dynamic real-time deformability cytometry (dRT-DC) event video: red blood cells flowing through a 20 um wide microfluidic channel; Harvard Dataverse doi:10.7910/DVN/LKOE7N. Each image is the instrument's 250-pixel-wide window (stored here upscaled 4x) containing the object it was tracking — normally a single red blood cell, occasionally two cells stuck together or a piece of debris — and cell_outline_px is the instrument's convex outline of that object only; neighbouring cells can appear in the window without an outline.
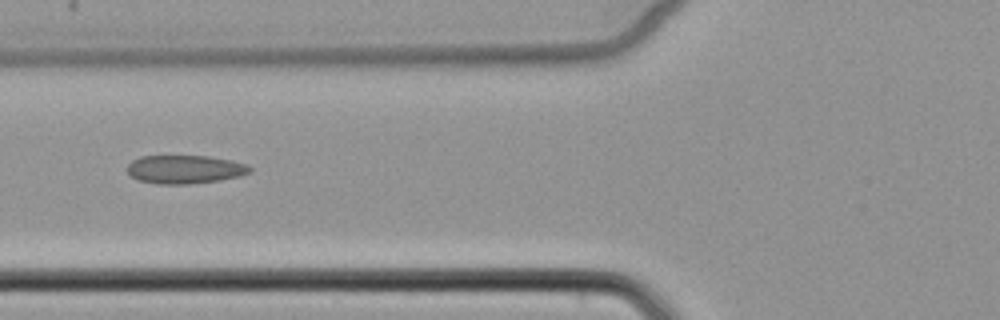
{"species": "common noctule bat (a hibernating species)", "species_latin": "Nyctalus noctula", "temperature_condition": "cold", "stored_images_in_passage": 5, "camera_frame_rate_fps": 3000, "um_per_image_px": 0.085, "animal": {"sex": "female", "body_mass_g": 22.7, "forearm_length_mm": 54.2}, "frame": {"image": 1, "passage_image": 5, "time_ms": 4.667, "image_size_px": [1000, 320], "cell_outline_px": [[252, 172], [240, 176], [220, 180], [188, 184], [156, 184], [136, 180], [128, 172], [128, 164], [132, 160], [140, 156], [208, 156], [232, 160], [248, 164], [252, 168]], "centroid_in_image_um": [15.73, 14.39], "position_along_channel_um": 110.1, "area_um2": 20.52}}